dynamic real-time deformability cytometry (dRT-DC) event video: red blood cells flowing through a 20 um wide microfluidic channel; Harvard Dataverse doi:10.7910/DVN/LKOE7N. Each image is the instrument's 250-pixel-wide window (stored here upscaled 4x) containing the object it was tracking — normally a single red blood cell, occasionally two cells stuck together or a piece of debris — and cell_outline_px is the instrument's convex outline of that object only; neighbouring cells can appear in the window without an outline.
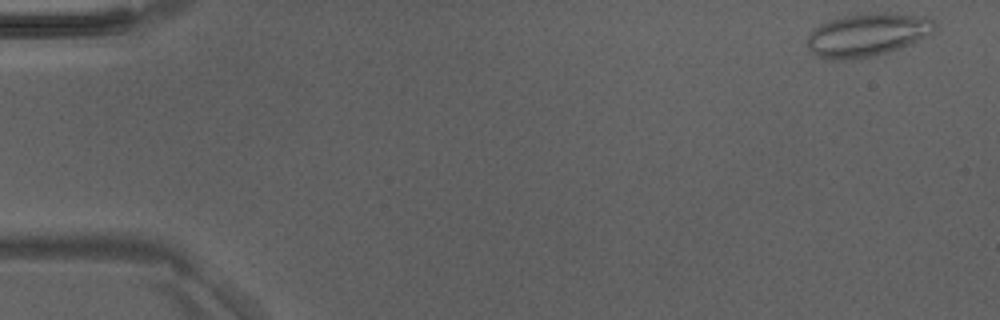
{"species": "Egyptian fruit bat (a non-hibernating species)", "species_latin": "Rousettus aegyptiacus", "temperature_condition": "room temperature", "stored_images_in_passage": 13, "camera_frame_rate_fps": 3000, "um_per_image_px": 0.085, "animal": {"sex": "male"}, "frame": {"image": 1, "passage_image": 1, "time_ms": 0.0, "image_size_px": [1000, 320], "cell_outline_px": [[936, 28], [928, 36], [888, 52], [868, 56], [844, 60], [832, 60], [820, 56], [812, 52], [808, 48], [808, 36], [812, 28], [820, 24], [844, 16], [876, 12], [892, 12], [928, 16], [936, 24]], "centroid_in_image_um": [73.75, 2.93], "position_along_channel_um": 11.2, "area_um2": 31.91}}